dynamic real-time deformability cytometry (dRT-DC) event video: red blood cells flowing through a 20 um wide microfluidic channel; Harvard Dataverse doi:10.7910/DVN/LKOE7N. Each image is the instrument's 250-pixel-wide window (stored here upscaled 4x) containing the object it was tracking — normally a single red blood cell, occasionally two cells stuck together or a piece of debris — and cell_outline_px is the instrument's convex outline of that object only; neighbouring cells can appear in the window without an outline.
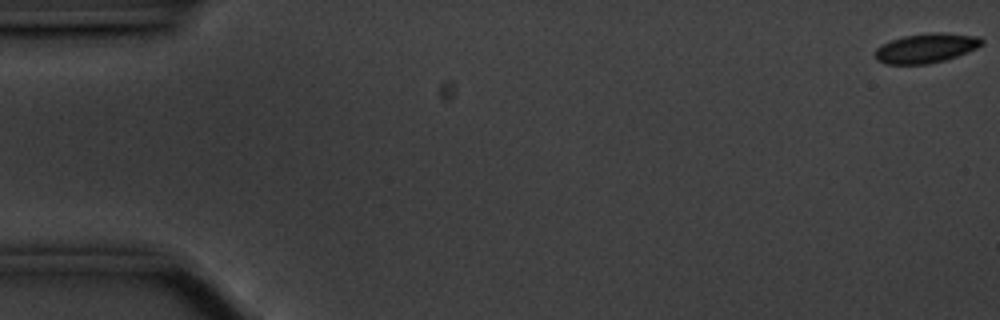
{"species": "common noctule bat (a hibernating species)", "species_latin": "Nyctalus noctula", "temperature_condition": "cold", "stored_images_in_passage": 12, "camera_frame_rate_fps": 3000, "um_per_image_px": 0.085, "animal": {"sex": "male", "body_mass_g": 20.1, "forearm_length_mm": 53.5}, "frame": {"image": 1, "passage_image": 1, "time_ms": 0.0, "image_size_px": [1000, 320], "cell_outline_px": [[984, 44], [976, 48], [956, 56], [944, 60], [928, 64], [884, 64], [876, 60], [876, 48], [892, 40], [904, 36], [932, 32], [940, 32], [980, 36], [984, 40]], "centroid_in_image_um": [78.75, 4.08], "position_along_channel_um": 6.3, "area_um2": 18.26}}